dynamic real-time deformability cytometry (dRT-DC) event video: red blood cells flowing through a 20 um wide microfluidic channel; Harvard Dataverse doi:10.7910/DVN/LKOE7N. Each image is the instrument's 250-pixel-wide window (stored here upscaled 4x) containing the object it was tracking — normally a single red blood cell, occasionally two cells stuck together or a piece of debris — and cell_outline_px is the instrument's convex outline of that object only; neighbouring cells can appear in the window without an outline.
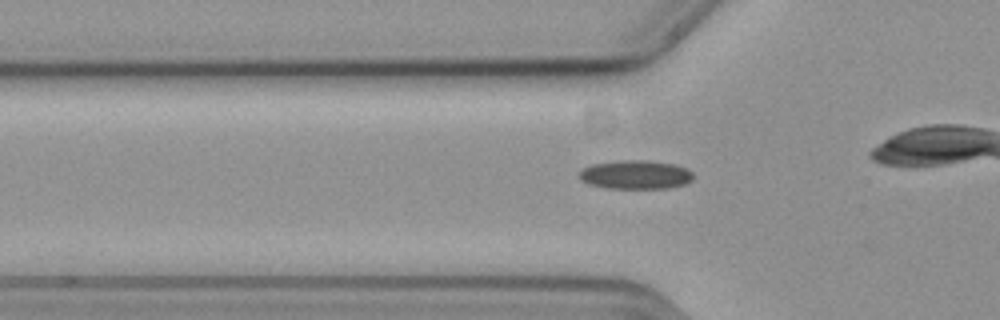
{"species": "common noctule bat (a hibernating species)", "species_latin": "Nyctalus noctula", "temperature_condition": "cold", "stored_images_in_passage": 30, "camera_frame_rate_fps": 3000, "um_per_image_px": 0.085, "animal": {"sex": "female", "body_mass_g": 19.3, "forearm_length_mm": 54.1}, "frame": {"image": 1, "passage_image": 4, "time_ms": 1.0, "image_size_px": [1000, 320], "cell_outline_px": [[692, 180], [684, 184], [668, 188], [608, 188], [588, 184], [580, 180], [580, 172], [584, 168], [592, 164], [620, 160], [648, 160], [676, 164], [688, 168], [692, 172]], "centroid_in_image_um": [54.04, 14.84], "position_along_channel_um": 71.8, "area_um2": 19.19}}
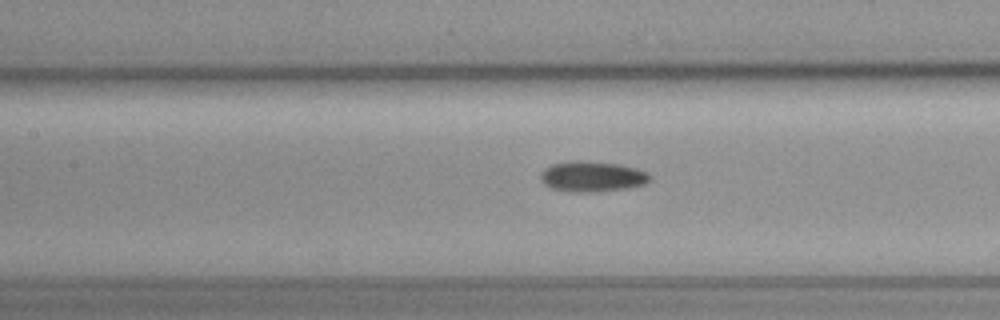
{"frame": {"image": 2, "passage_image": 11, "time_ms": 3.333, "image_size_px": [1000, 320], "cell_outline_px": [[652, 176], [644, 184], [628, 188], [596, 192], [572, 192], [552, 188], [544, 184], [540, 180], [540, 172], [544, 168], [552, 164], [568, 160], [584, 160], [620, 164], [636, 168], [648, 172]], "centroid_in_image_um": [50.31, 14.99], "position_along_channel_um": 157.1, "area_um2": 19.77}}
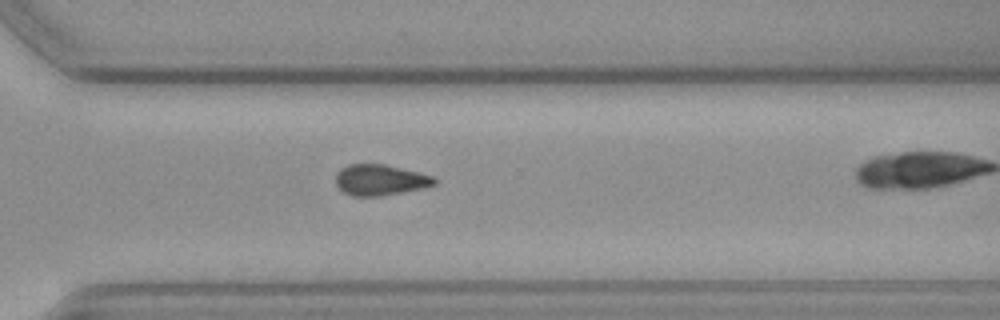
{"frame": {"image": 3, "passage_image": 26, "time_ms": 8.333, "image_size_px": [1000, 320], "cell_outline_px": [[436, 184], [424, 188], [380, 196], [352, 196], [344, 192], [336, 184], [336, 172], [340, 168], [348, 164], [384, 164], [420, 172], [432, 176], [436, 180]], "centroid_in_image_um": [32.3, 15.29], "position_along_channel_um": 338.3, "area_um2": 17.8}}